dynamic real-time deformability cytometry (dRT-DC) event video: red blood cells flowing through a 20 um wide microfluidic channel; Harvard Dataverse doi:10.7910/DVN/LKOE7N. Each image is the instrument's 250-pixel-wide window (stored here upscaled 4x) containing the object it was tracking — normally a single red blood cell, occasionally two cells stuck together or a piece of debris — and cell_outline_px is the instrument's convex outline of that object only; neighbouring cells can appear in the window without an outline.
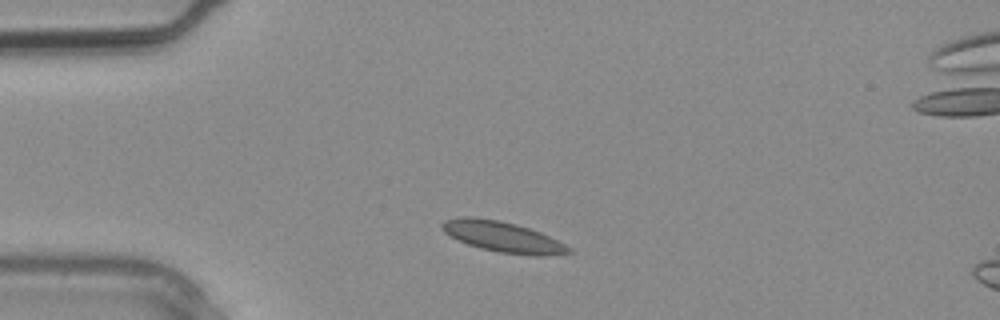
{"species": "common noctule bat (a hibernating species)", "species_latin": "Nyctalus noctula", "temperature_condition": "warm", "stored_images_in_passage": 2, "camera_frame_rate_fps": 3000, "um_per_image_px": 0.085, "animal": {"sex": "male", "body_mass_g": 20.4}, "frame": {"image": 1, "passage_image": 1, "time_ms": 0.0, "image_size_px": [1000, 320], "cell_outline_px": [[572, 252], [540, 256], [536, 256], [500, 252], [480, 248], [468, 244], [444, 232], [440, 228], [440, 224], [444, 220], [460, 216], [472, 216], [500, 220], [516, 224], [540, 232], [572, 248]], "centroid_in_image_um": [42.69, 20.11], "position_along_channel_um": 42.3, "area_um2": 22.43}}